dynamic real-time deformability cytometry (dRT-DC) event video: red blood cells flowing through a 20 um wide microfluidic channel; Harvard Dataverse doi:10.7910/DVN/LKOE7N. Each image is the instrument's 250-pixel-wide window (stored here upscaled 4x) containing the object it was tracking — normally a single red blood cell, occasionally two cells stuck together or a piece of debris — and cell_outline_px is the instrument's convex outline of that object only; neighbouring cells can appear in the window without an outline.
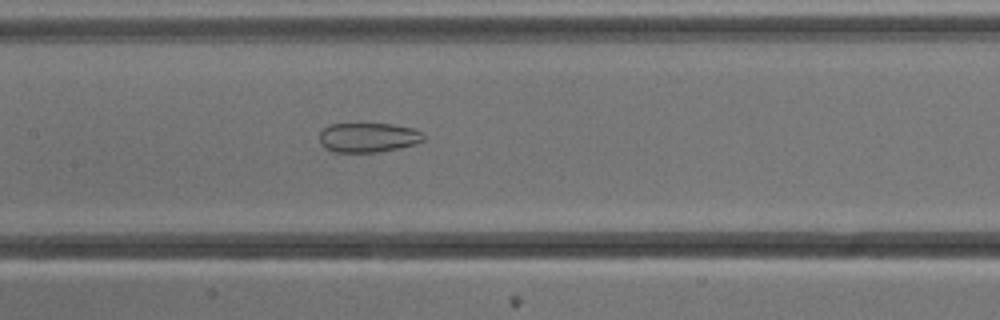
{"species": "common noctule bat (a hibernating species)", "species_latin": "Nyctalus noctula", "temperature_condition": "cold", "stored_images_in_passage": 52, "camera_frame_rate_fps": 3000, "um_per_image_px": 0.085, "animal": {"sex": "male", "body_mass_g": 13.3}, "frame": {"image": 1, "passage_image": 24, "time_ms": 7.667, "image_size_px": [1000, 320], "cell_outline_px": [[424, 140], [416, 144], [376, 152], [332, 152], [324, 148], [320, 144], [320, 132], [328, 124], [392, 124], [416, 128], [424, 132]], "centroid_in_image_um": [31.3, 11.68], "position_along_channel_um": 176.1, "area_um2": 18.09}}
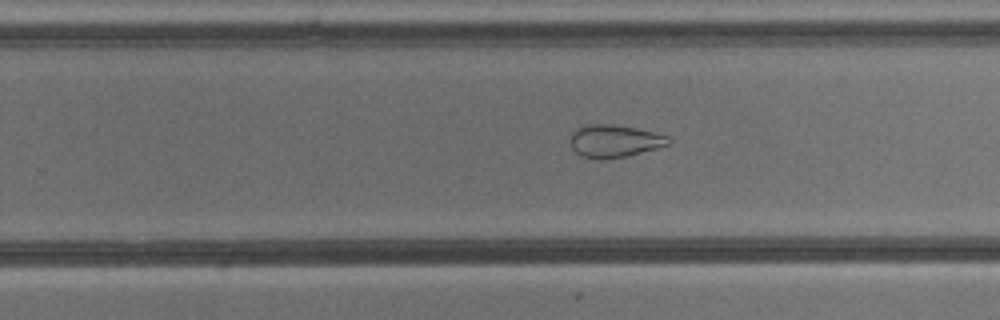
{"frame": {"image": 2, "passage_image": 32, "time_ms": 10.333, "image_size_px": [1000, 320], "cell_outline_px": [[672, 144], [624, 156], [600, 160], [580, 156], [572, 148], [568, 140], [568, 136], [580, 124], [608, 124], [636, 128], [668, 136], [672, 140]], "centroid_in_image_um": [52.15, 11.98], "position_along_channel_um": 277.6, "area_um2": 18.84}}
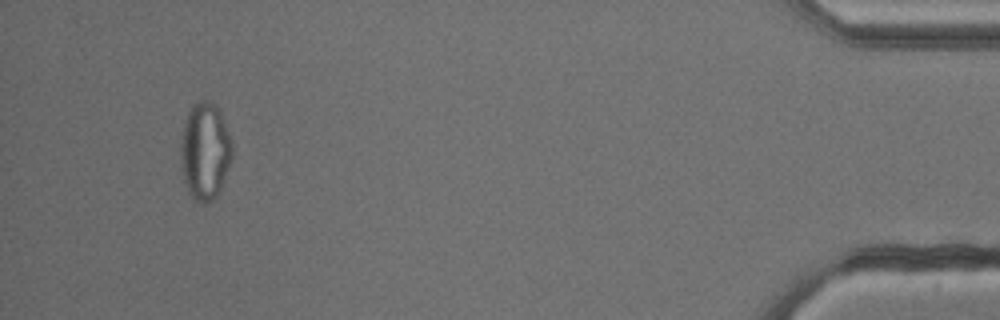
{"frame": {"image": 3, "passage_image": 49, "time_ms": 16.0, "image_size_px": [1000, 320], "cell_outline_px": [[232, 156], [220, 188], [216, 196], [212, 200], [204, 204], [200, 204], [188, 192], [184, 180], [180, 160], [180, 140], [184, 120], [192, 104], [204, 100], [216, 104], [220, 108], [232, 140]], "centroid_in_image_um": [17.41, 12.81], "position_along_channel_um": 417.8, "area_um2": 29.48}, "authors_computed_cell_mechanics": {"area_um2": 26.9926, "velocity_mm_per_s": 3.8211, "shape_relaxation_time_tau1_ms": null, "shape_relaxation_time_tau2_ms": 2.3008, "deformation_change_tau1": null, "deformation_change_tau2": 0.0924}}